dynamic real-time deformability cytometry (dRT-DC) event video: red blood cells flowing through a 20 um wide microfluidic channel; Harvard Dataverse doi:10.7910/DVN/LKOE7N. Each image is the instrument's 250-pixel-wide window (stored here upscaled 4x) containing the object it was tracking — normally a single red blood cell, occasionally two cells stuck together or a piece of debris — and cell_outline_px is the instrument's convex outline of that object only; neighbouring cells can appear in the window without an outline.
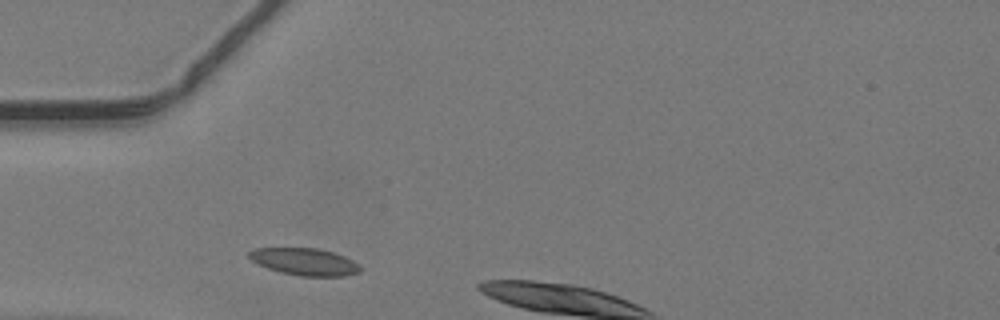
{"species": "common noctule bat (a hibernating species)", "species_latin": "Nyctalus noctula", "temperature_condition": "warm", "stored_images_in_passage": 4, "camera_frame_rate_fps": 3000, "um_per_image_px": 0.085, "animal": {"sex": "male", "body_mass_g": 19.2, "forearm_length_mm": 51.8}, "frame": {"image": 1, "passage_image": 1, "time_ms": 0.0, "image_size_px": [1000, 320], "cell_outline_px": [[360, 272], [344, 276], [300, 276], [280, 272], [268, 268], [252, 260], [248, 256], [248, 252], [252, 248], [316, 248], [332, 252], [344, 256], [360, 264]], "centroid_in_image_um": [25.9, 22.24], "position_along_channel_um": 59.1, "area_um2": 17.51}}